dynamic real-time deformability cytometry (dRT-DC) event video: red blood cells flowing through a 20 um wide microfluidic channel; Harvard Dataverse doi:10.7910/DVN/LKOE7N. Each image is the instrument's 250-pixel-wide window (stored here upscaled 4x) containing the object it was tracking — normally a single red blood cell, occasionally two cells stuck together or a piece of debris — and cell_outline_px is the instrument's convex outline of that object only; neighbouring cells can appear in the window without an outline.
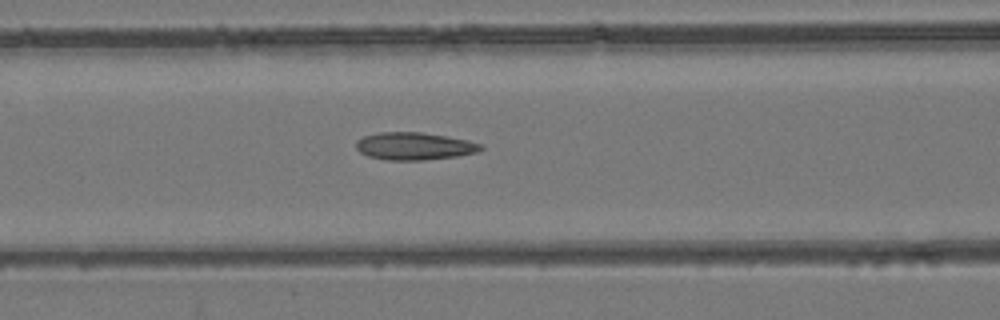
{"species": "common noctule bat (a hibernating species)", "species_latin": "Nyctalus noctula", "temperature_condition": "room temperature", "stored_images_in_passage": 39, "camera_frame_rate_fps": 3000, "um_per_image_px": 0.085, "animal": {"sex": "female", "body_mass_g": 24.6, "forearm_length_mm": 56.2}, "frame": {"image": 1, "passage_image": 8, "time_ms": 2.333, "image_size_px": [1000, 320], "cell_outline_px": [[484, 148], [476, 152], [456, 156], [424, 160], [388, 160], [368, 156], [360, 152], [356, 148], [356, 140], [364, 136], [380, 132], [420, 132], [468, 140], [480, 144]], "centroid_in_image_um": [35.18, 12.42], "position_along_channel_um": 131.4, "area_um2": 19.83}}
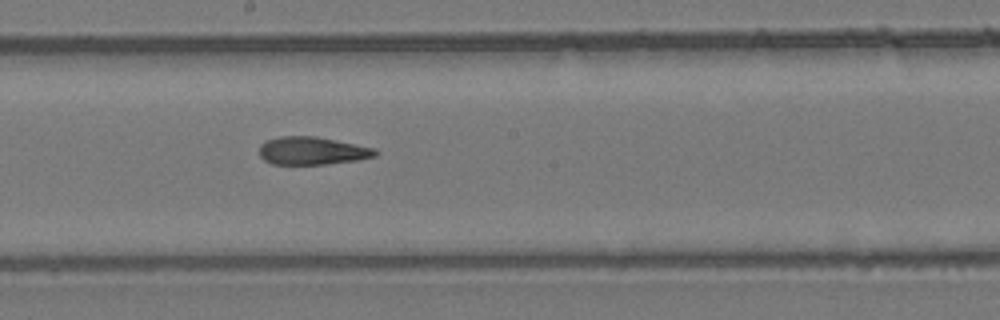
{"frame": {"image": 2, "passage_image": 15, "time_ms": 4.667, "image_size_px": [1000, 320], "cell_outline_px": [[380, 152], [376, 156], [360, 160], [324, 164], [272, 164], [264, 160], [260, 156], [260, 144], [264, 140], [280, 136], [316, 136], [376, 148]], "centroid_in_image_um": [26.56, 12.81], "position_along_channel_um": 221.6, "area_um2": 19.07}}
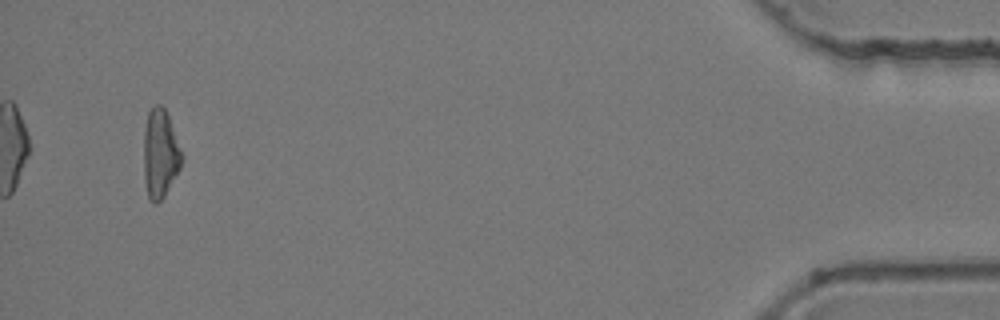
{"frame": {"image": 3, "passage_image": 37, "time_ms": 12.0, "image_size_px": [1000, 320], "cell_outline_px": [[184, 160], [180, 168], [164, 196], [156, 204], [152, 204], [148, 200], [144, 180], [144, 128], [148, 112], [156, 104], [160, 104], [164, 108], [168, 116], [184, 156]], "centroid_in_image_um": [13.61, 13.09], "position_along_channel_um": 421.6, "area_um2": 19.83}, "authors_computed_cell_mechanics": {"area_um2": 19.4208, "velocity_mm_per_s": 3.8695, "shape_relaxation_time_tau1_ms": null, "shape_relaxation_time_tau2_ms": 3.9261, "deformation_change_tau1": null, "deformation_change_tau2": 0.1481}}